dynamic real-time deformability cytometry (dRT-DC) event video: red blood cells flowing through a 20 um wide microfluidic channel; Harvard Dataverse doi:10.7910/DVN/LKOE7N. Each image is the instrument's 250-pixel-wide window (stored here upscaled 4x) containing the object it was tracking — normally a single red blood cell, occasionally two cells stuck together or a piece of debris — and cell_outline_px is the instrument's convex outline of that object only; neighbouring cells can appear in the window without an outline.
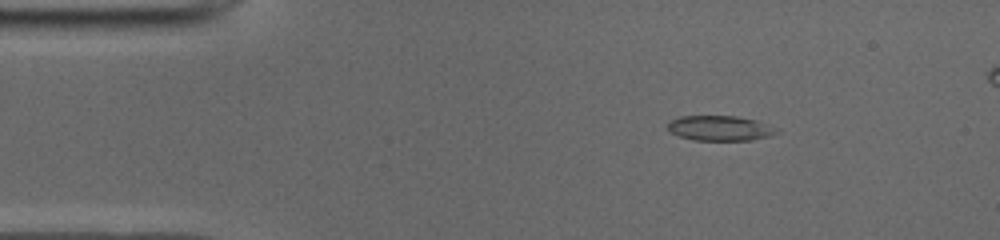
{"species": "common noctule bat (a hibernating species)", "species_latin": "Nyctalus noctula", "temperature_condition": "cold", "stored_images_in_passage": 49, "camera_frame_rate_fps": 3000, "um_per_image_px": 0.085, "animal": {"sex": "male", "body_mass_g": 19.0, "forearm_length_mm": 50.8}, "frame": {"image": 1, "passage_image": 8, "time_ms": 2.333, "image_size_px": [1000, 240], "cell_outline_px": [[780, 132], [772, 136], [752, 140], [692, 140], [680, 136], [672, 132], [668, 128], [668, 124], [672, 120], [680, 116], [736, 116], [756, 120], [780, 128]], "centroid_in_image_um": [61.29, 10.9], "position_along_channel_um": 23.7, "area_um2": 16.01}}
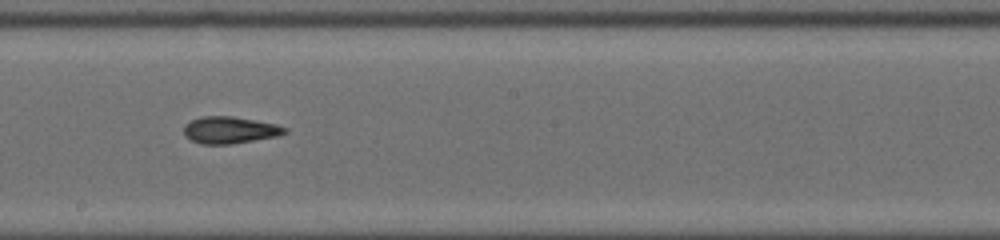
{"frame": {"image": 2, "passage_image": 28, "time_ms": 9.0, "image_size_px": [1000, 240], "cell_outline_px": [[288, 132], [280, 136], [232, 144], [200, 144], [184, 136], [184, 124], [200, 116], [232, 116], [256, 120], [276, 124], [288, 128]], "centroid_in_image_um": [19.56, 11.05], "position_along_channel_um": 228.6, "area_um2": 16.07}}
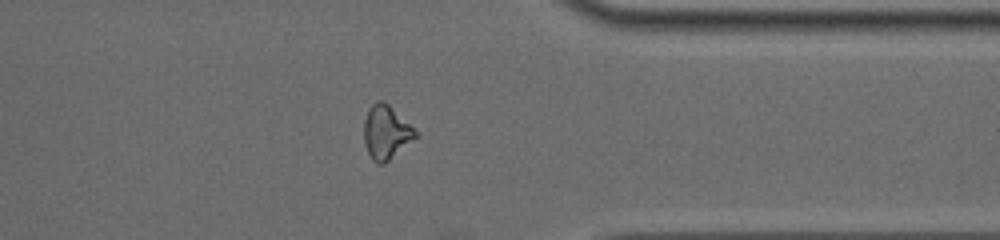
{"frame": {"image": 3, "passage_image": 40, "time_ms": 13.0, "image_size_px": [1000, 240], "cell_outline_px": [[416, 136], [384, 164], [376, 164], [372, 160], [364, 144], [364, 120], [368, 108], [376, 100], [384, 100], [416, 132]], "centroid_in_image_um": [32.74, 11.24], "position_along_channel_um": 378.7, "area_um2": 15.72}}